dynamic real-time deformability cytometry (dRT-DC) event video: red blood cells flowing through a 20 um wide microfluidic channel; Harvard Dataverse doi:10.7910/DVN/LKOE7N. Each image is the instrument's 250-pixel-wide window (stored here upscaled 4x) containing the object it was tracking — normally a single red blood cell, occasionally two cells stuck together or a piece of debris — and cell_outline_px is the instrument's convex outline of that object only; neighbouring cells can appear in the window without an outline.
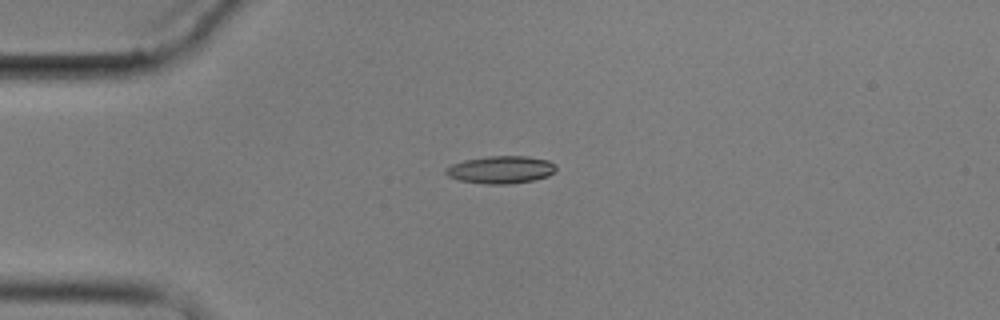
{"species": "common noctule bat (a hibernating species)", "species_latin": "Nyctalus noctula", "temperature_condition": "cold", "stored_images_in_passage": 5, "camera_frame_rate_fps": 3000, "um_per_image_px": 0.085, "animal": {"sex": "male", "body_mass_g": 17.9}, "frame": {"image": 1, "passage_image": 4, "time_ms": 4.667, "image_size_px": [1000, 320], "cell_outline_px": [[556, 172], [548, 176], [532, 180], [508, 184], [488, 184], [460, 180], [448, 176], [444, 172], [444, 168], [452, 164], [464, 160], [488, 156], [528, 156], [548, 160], [556, 164]], "centroid_in_image_um": [42.58, 14.41], "position_along_channel_um": 42.4, "area_um2": 17.74}}